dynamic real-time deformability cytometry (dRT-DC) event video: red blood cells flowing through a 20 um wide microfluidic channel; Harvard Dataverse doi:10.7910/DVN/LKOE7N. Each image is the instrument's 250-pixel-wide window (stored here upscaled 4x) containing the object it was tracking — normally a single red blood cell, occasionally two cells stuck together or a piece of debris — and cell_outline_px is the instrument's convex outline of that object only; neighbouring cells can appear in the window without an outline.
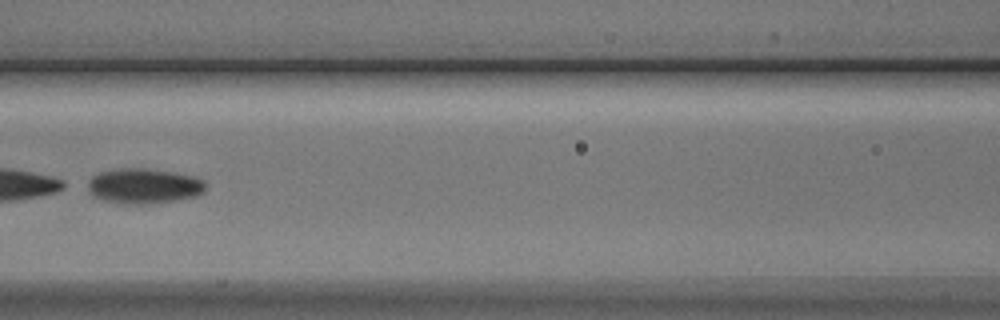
{"species": "Egyptian fruit bat (a non-hibernating species)", "species_latin": "Rousettus aegyptiacus", "temperature_condition": "cold", "stored_images_in_passage": 11, "camera_frame_rate_fps": 3000, "um_per_image_px": 0.085, "animal": {"sex": "male"}, "frame": {"image": 1, "passage_image": 7, "time_ms": 8.0, "image_size_px": [1000, 320], "cell_outline_px": [[204, 192], [196, 196], [176, 200], [144, 204], [132, 204], [104, 200], [96, 196], [88, 188], [88, 180], [92, 176], [100, 172], [120, 168], [144, 168], [172, 172], [196, 176], [204, 180]], "centroid_in_image_um": [12.26, 15.79], "position_along_channel_um": 154.3, "area_um2": 23.87}}
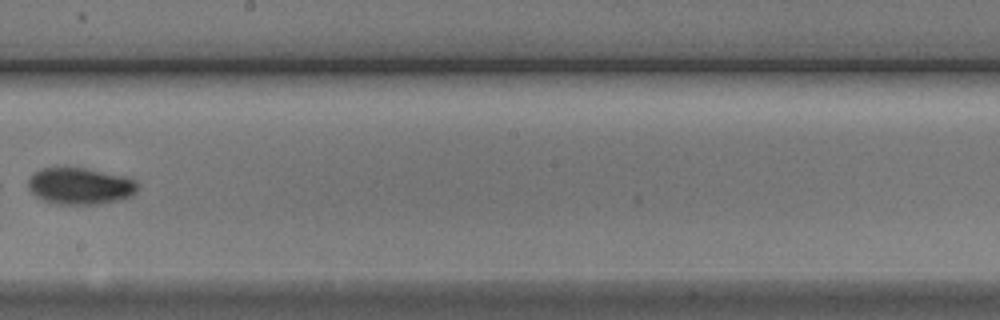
{"frame": {"image": 2, "passage_image": 9, "time_ms": 10.333, "image_size_px": [1000, 320], "cell_outline_px": [[140, 184], [136, 192], [132, 196], [120, 200], [100, 204], [52, 204], [36, 196], [28, 188], [28, 180], [36, 172], [44, 168], [84, 168], [128, 176], [136, 180]], "centroid_in_image_um": [6.88, 15.82], "position_along_channel_um": 241.3, "area_um2": 23.58}}
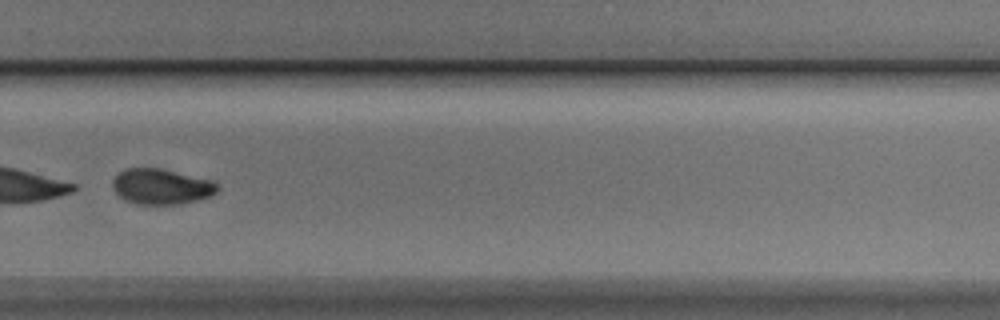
{"frame": {"image": 3, "passage_image": 11, "time_ms": 12.333, "image_size_px": [1000, 320], "cell_outline_px": [[220, 188], [212, 196], [200, 200], [180, 204], [136, 204], [124, 200], [112, 188], [112, 180], [120, 172], [128, 168], [160, 168], [216, 180], [220, 184]], "centroid_in_image_um": [13.79, 15.86], "position_along_channel_um": 316.0, "area_um2": 22.14}}